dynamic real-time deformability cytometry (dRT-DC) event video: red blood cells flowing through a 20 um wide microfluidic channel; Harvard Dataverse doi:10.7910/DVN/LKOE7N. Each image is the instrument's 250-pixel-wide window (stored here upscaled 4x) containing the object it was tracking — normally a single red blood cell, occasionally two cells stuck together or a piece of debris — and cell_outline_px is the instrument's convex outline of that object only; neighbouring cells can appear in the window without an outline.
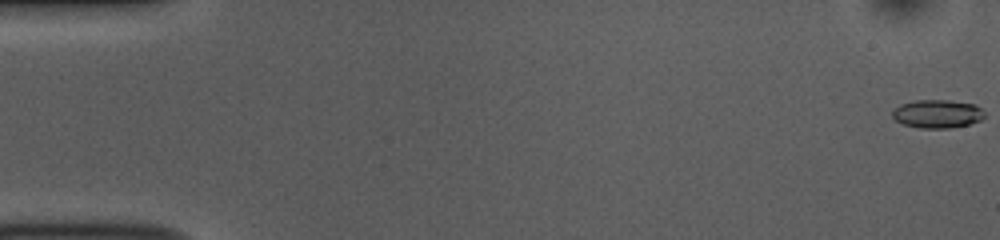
{"species": "common noctule bat (a hibernating species)", "species_latin": "Nyctalus noctula", "temperature_condition": "room temperature", "stored_images_in_passage": 53, "camera_frame_rate_fps": 3000, "um_per_image_px": 0.085, "animal": {"sex": "female", "body_mass_g": 10.0, "forearm_length_mm": 53.1}, "frame": {"image": 1, "passage_image": 1, "time_ms": 0.0, "image_size_px": [1000, 240], "cell_outline_px": [[984, 116], [980, 120], [968, 124], [948, 128], [920, 128], [904, 124], [896, 120], [892, 116], [892, 108], [900, 104], [916, 100], [948, 100], [976, 104], [984, 112]], "centroid_in_image_um": [79.65, 9.66], "position_along_channel_um": 5.4, "area_um2": 15.2}}
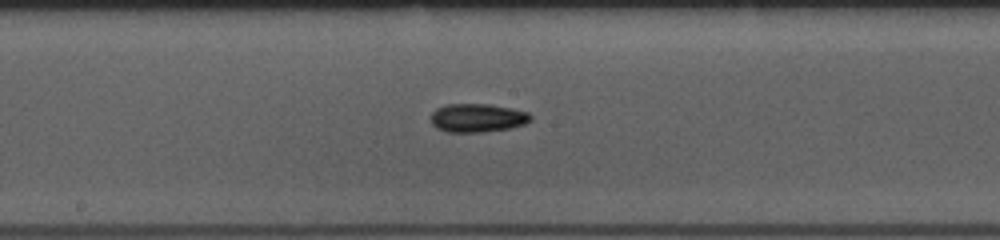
{"frame": {"image": 2, "passage_image": 28, "time_ms": 9.0, "image_size_px": [1000, 240], "cell_outline_px": [[532, 120], [524, 124], [508, 128], [480, 132], [448, 132], [436, 128], [432, 124], [432, 112], [436, 108], [444, 104], [488, 104], [512, 108], [528, 112], [532, 116]], "centroid_in_image_um": [40.57, 10.01], "position_along_channel_um": 207.6, "area_um2": 16.59}}
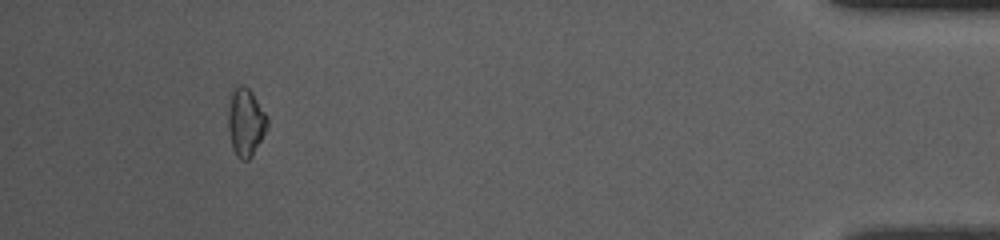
{"frame": {"image": 3, "passage_image": 49, "time_ms": 16.0, "image_size_px": [1000, 240], "cell_outline_px": [[268, 128], [252, 156], [248, 160], [240, 160], [236, 156], [232, 148], [228, 128], [228, 112], [232, 92], [236, 84], [244, 84], [252, 92], [264, 112], [268, 120]], "centroid_in_image_um": [20.88, 10.4], "position_along_channel_um": 414.3, "area_um2": 15.55}, "authors_computed_cell_mechanics": {"area_um2": 15.4904, "velocity_mm_per_s": 3.8628, "shape_relaxation_time_tau1_ms": 7.7933, "shape_relaxation_time_tau2_ms": 4.8078, "deformation_change_tau1": 0.148, "deformation_change_tau2": 0.1146}}